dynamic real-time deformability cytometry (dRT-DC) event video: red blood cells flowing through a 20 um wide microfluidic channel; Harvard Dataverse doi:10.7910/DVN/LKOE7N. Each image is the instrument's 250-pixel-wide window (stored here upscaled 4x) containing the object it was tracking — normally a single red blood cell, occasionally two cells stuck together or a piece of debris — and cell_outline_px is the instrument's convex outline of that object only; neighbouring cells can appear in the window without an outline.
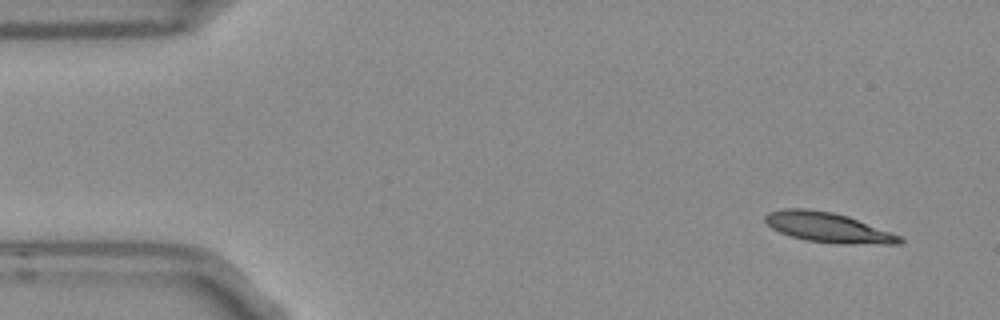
{"species": "Egyptian fruit bat (a non-hibernating species)", "species_latin": "Rousettus aegyptiacus", "temperature_condition": "room temperature", "stored_images_in_passage": 6, "segment_of_instrument_passage": [2, 2], "camera_frame_rate_fps": 3000, "um_per_image_px": 0.085, "frame": {"image": 1, "passage_image": 6, "time_ms": 1.667, "image_size_px": [1000, 320], "cell_outline_px": [[904, 240], [900, 244], [840, 244], [804, 240], [780, 232], [772, 228], [764, 220], [764, 216], [768, 212], [784, 208], [804, 208], [832, 212], [848, 216], [900, 236]], "centroid_in_image_um": [70.36, 19.33], "position_along_channel_um": 14.6, "area_um2": 23.35}}